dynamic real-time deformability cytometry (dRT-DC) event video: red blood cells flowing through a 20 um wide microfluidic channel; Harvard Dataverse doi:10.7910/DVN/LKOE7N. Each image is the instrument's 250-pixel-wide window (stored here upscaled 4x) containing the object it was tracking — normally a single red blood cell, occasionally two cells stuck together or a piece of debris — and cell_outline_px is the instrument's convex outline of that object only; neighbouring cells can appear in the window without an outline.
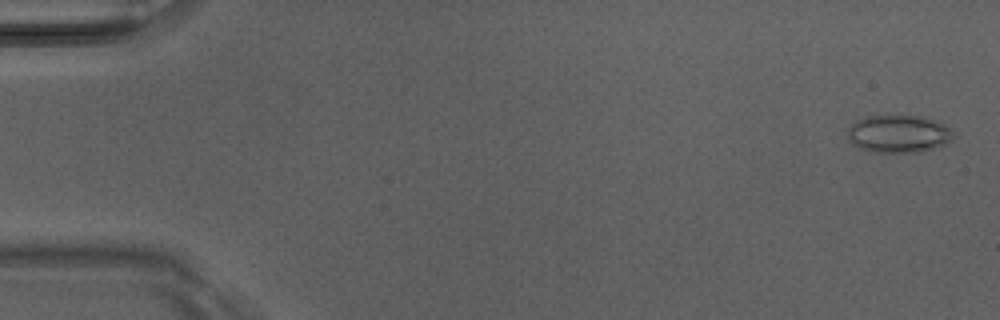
{"species": "Egyptian fruit bat (a non-hibernating species)", "species_latin": "Rousettus aegyptiacus", "temperature_condition": "room temperature", "stored_images_in_passage": 6, "camera_frame_rate_fps": 3000, "um_per_image_px": 0.085, "animal": {"sex": "male"}, "frame": {"image": 1, "passage_image": 1, "time_ms": 0.0, "image_size_px": [1000, 320], "cell_outline_px": [[952, 136], [944, 144], [920, 152], [872, 152], [860, 148], [852, 144], [848, 140], [848, 128], [856, 120], [868, 116], [924, 116], [944, 124], [952, 132]], "centroid_in_image_um": [76.32, 11.37], "position_along_channel_um": 8.7, "area_um2": 22.95}}
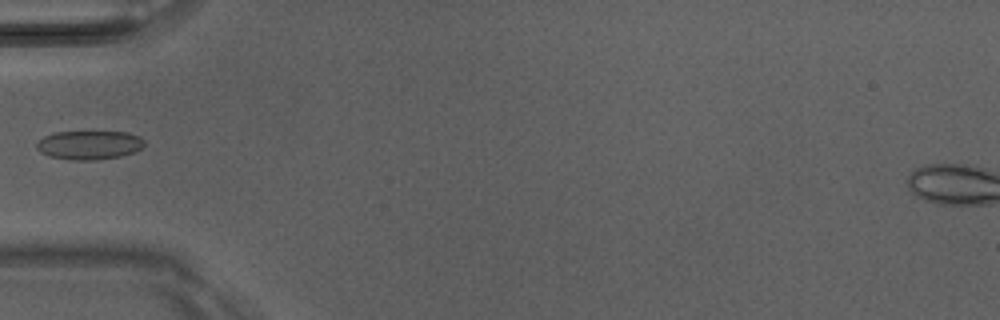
{"frame": {"image": 2, "passage_image": 5, "time_ms": 1.333, "image_size_px": [1000, 320], "cell_outline_px": [[144, 144], [140, 148], [132, 152], [120, 156], [92, 160], [68, 160], [48, 156], [40, 152], [36, 148], [36, 144], [44, 136], [56, 132], [128, 132], [140, 136], [144, 140]], "centroid_in_image_um": [7.55, 12.32], "position_along_channel_um": 77.4, "area_um2": 18.03}}